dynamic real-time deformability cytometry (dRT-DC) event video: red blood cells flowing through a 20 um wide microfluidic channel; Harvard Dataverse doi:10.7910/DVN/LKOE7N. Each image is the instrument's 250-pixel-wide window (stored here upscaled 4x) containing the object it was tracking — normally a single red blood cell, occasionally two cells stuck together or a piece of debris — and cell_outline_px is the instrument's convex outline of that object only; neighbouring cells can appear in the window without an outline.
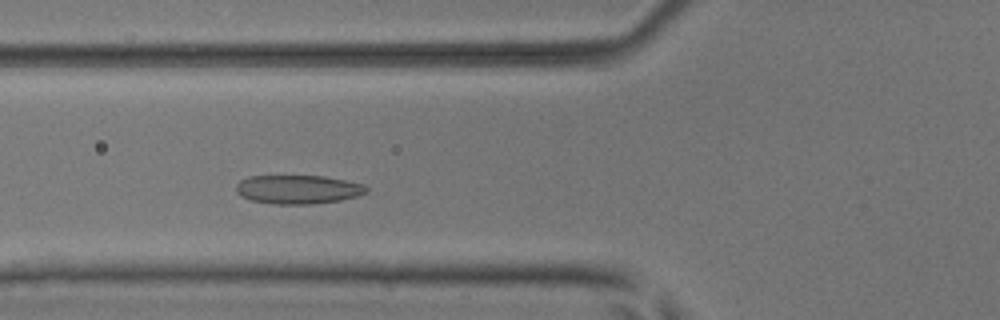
{"species": "common noctule bat (a hibernating species)", "species_latin": "Nyctalus noctula", "temperature_condition": "room temperature", "stored_images_in_passage": 47, "camera_frame_rate_fps": 3000, "um_per_image_px": 0.085, "animal": {"sex": "male", "body_mass_g": 17.9, "forearm_length_mm": 54.2}, "frame": {"image": 1, "passage_image": 14, "time_ms": 4.333, "image_size_px": [1000, 320], "cell_outline_px": [[368, 192], [356, 196], [340, 200], [312, 204], [272, 204], [252, 200], [240, 196], [236, 192], [236, 184], [240, 180], [248, 176], [324, 176], [364, 184], [368, 188]], "centroid_in_image_um": [25.31, 16.1], "position_along_channel_um": 100.5, "area_um2": 21.91}}
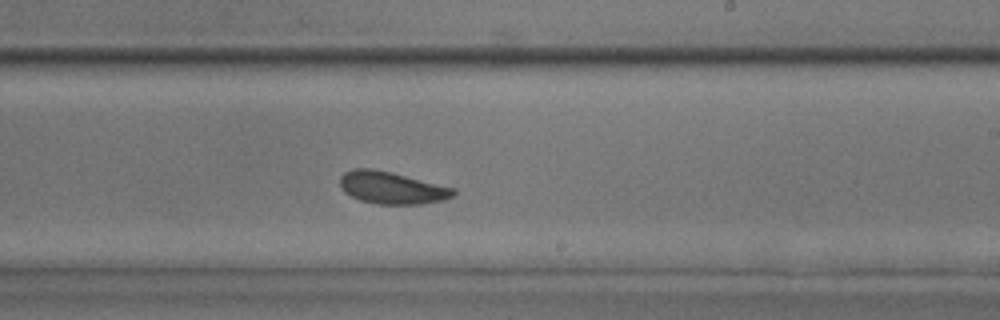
{"frame": {"image": 2, "passage_image": 26, "time_ms": 8.333, "image_size_px": [1000, 320], "cell_outline_px": [[456, 192], [452, 196], [444, 200], [420, 204], [376, 204], [360, 200], [344, 192], [340, 184], [340, 176], [344, 172], [352, 168], [372, 168], [392, 172], [456, 188]], "centroid_in_image_um": [33.3, 15.95], "position_along_channel_um": 255.7, "area_um2": 21.44}}
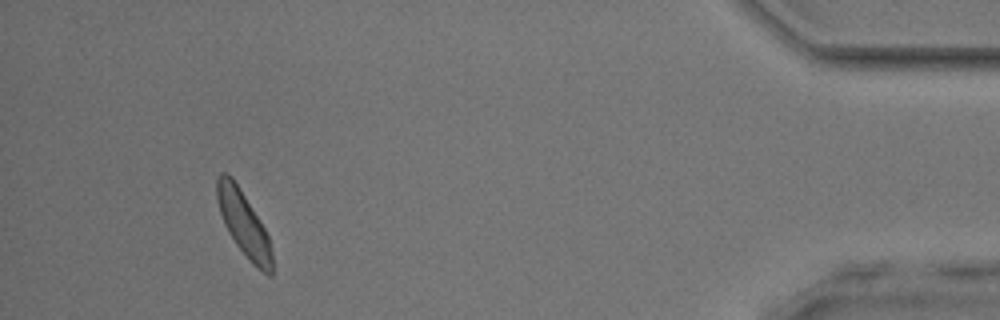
{"frame": {"image": 3, "passage_image": 43, "time_ms": 14.0, "image_size_px": [1000, 320], "cell_outline_px": [[272, 276], [268, 276], [252, 264], [248, 260], [236, 244], [228, 232], [224, 224], [220, 212], [216, 196], [216, 180], [220, 172], [224, 172], [232, 176], [260, 220], [268, 236], [272, 252]], "centroid_in_image_um": [20.7, 19.02], "position_along_channel_um": 414.5, "area_um2": 20.75}, "authors_computed_cell_mechanics": {"area_um2": 21.0392, "velocity_mm_per_s": 3.8954, "shape_relaxation_time_tau1_ms": 3.1633, "shape_relaxation_time_tau2_ms": 1.759, "deformation_change_tau1": 0.0867, "deformation_change_tau2": 0.0875}}